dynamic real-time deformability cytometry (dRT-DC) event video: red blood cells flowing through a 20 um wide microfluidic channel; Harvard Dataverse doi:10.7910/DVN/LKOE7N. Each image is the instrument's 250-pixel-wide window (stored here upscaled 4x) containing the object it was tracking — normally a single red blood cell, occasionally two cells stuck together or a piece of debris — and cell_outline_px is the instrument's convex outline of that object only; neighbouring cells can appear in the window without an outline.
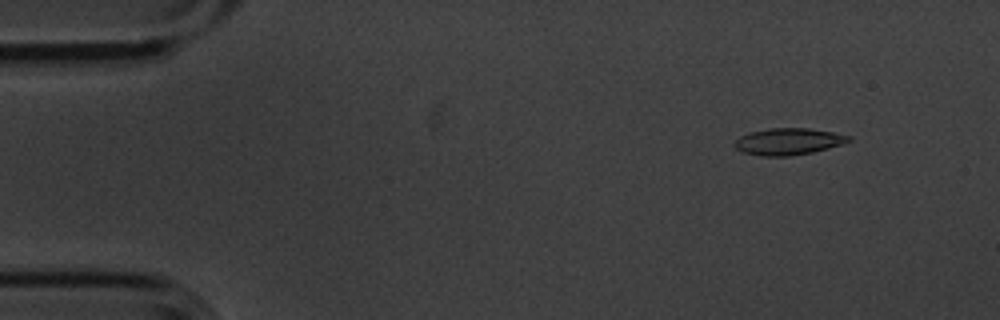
{"species": "common noctule bat (a hibernating species)", "species_latin": "Nyctalus noctula", "temperature_condition": "cold", "stored_images_in_passage": 4, "camera_frame_rate_fps": 3000, "um_per_image_px": 0.085, "animal": {"sex": "male", "body_mass_g": 20.1, "forearm_length_mm": 53.5}, "frame": {"image": 1, "passage_image": 2, "time_ms": 0.333, "image_size_px": [1000, 320], "cell_outline_px": [[852, 140], [828, 148], [812, 152], [788, 156], [760, 156], [744, 152], [736, 148], [732, 144], [740, 136], [748, 132], [768, 128], [808, 128], [832, 132], [852, 136]], "centroid_in_image_um": [66.98, 12.02], "position_along_channel_um": 18.0, "area_um2": 17.74}}
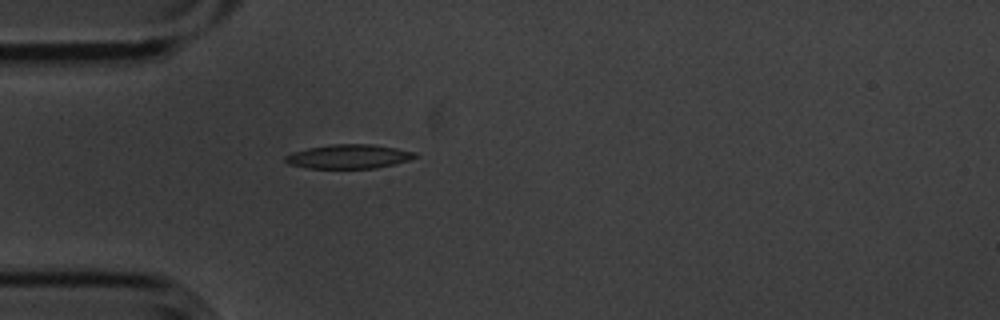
{"frame": {"image": 2, "passage_image": 4, "time_ms": 1.0, "image_size_px": [1000, 320], "cell_outline_px": [[420, 156], [408, 160], [376, 168], [308, 168], [288, 164], [284, 160], [284, 156], [292, 152], [308, 148], [332, 144], [372, 144], [396, 148], [416, 152]], "centroid_in_image_um": [29.64, 13.3], "position_along_channel_um": 55.4, "area_um2": 18.21}}